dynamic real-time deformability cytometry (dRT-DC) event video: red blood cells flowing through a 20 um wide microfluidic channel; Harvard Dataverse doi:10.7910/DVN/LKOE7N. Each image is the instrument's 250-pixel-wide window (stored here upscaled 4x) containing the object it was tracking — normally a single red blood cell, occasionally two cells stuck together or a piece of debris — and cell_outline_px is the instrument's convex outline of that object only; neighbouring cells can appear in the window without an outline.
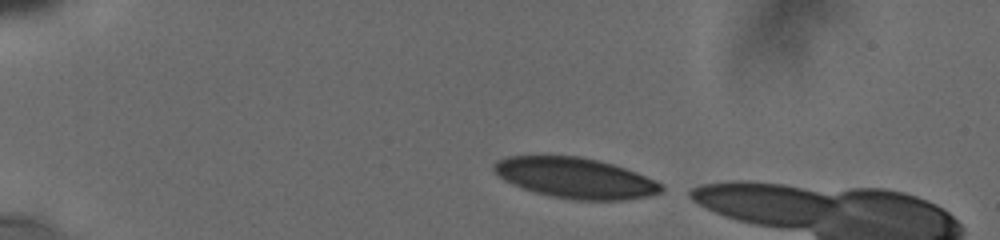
{"species": "human", "species_latin": "Homo sapiens", "temperature_condition": "cold", "stored_images_in_passage": 15, "camera_frame_rate_fps": 3000, "um_per_image_px": 0.085, "donor": {"sex": "male"}, "frame": {"image": 1, "passage_image": 1, "time_ms": 0.0, "image_size_px": [1000, 240], "cell_outline_px": [[664, 188], [660, 192], [648, 196], [624, 200], [572, 200], [552, 196], [536, 192], [524, 188], [504, 180], [492, 168], [492, 164], [508, 156], [580, 156], [612, 164], [636, 172], [660, 184]], "centroid_in_image_um": [48.89, 15.13], "position_along_channel_um": 36.1, "area_um2": 38.96}}
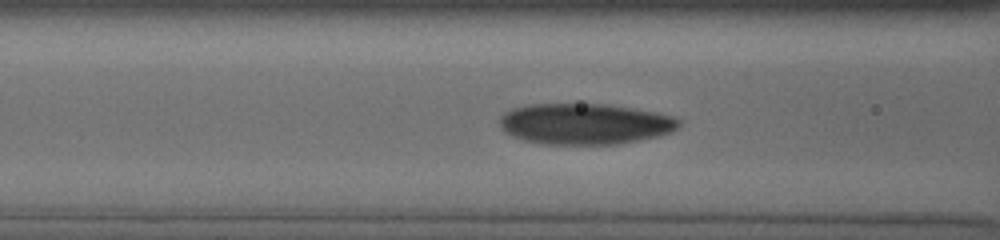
{"frame": {"image": 2, "passage_image": 12, "time_ms": 4.0, "image_size_px": [1000, 240], "cell_outline_px": [[680, 124], [672, 132], [656, 136], [616, 144], [540, 144], [524, 140], [512, 136], [504, 132], [500, 128], [500, 116], [504, 112], [512, 108], [532, 104], [604, 104], [632, 108], [656, 112], [672, 116], [680, 120]], "centroid_in_image_um": [49.66, 10.53], "position_along_channel_um": 116.9, "area_um2": 42.71}}
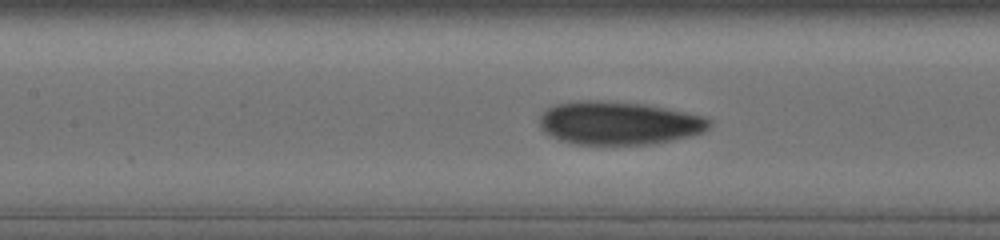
{"frame": {"image": 3, "passage_image": 14, "time_ms": 5.0, "image_size_px": [1000, 240], "cell_outline_px": [[712, 124], [704, 132], [692, 136], [652, 144], [576, 144], [560, 140], [544, 132], [540, 128], [540, 116], [544, 108], [552, 104], [576, 100], [596, 100], [644, 104], [704, 116], [712, 120]], "centroid_in_image_um": [52.57, 10.45], "position_along_channel_um": 154.8, "area_um2": 43.06}}